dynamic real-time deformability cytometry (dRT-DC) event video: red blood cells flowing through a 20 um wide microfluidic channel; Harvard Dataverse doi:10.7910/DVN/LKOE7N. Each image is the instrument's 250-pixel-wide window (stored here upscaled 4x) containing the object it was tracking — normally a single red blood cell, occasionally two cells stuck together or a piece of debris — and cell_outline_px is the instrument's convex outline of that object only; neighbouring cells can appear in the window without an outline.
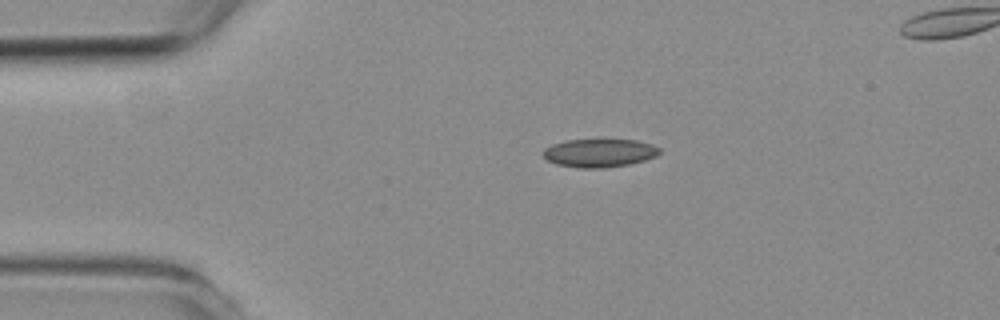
{"species": "common noctule bat (a hibernating species)", "species_latin": "Nyctalus noctula", "temperature_condition": "room temperature", "stored_images_in_passage": 3, "camera_frame_rate_fps": 3000, "um_per_image_px": 0.085, "animal": {"sex": "female", "body_mass_g": 19.3, "forearm_length_mm": 54.1}, "frame": {"image": 1, "passage_image": 1, "time_ms": 0.0, "image_size_px": [1000, 320], "cell_outline_px": [[660, 152], [656, 156], [644, 160], [628, 164], [604, 168], [580, 168], [556, 164], [548, 160], [544, 156], [544, 148], [552, 144], [564, 140], [596, 136], [636, 140], [652, 144], [660, 148]], "centroid_in_image_um": [50.94, 12.94], "position_along_channel_um": 34.1, "area_um2": 20.11}}